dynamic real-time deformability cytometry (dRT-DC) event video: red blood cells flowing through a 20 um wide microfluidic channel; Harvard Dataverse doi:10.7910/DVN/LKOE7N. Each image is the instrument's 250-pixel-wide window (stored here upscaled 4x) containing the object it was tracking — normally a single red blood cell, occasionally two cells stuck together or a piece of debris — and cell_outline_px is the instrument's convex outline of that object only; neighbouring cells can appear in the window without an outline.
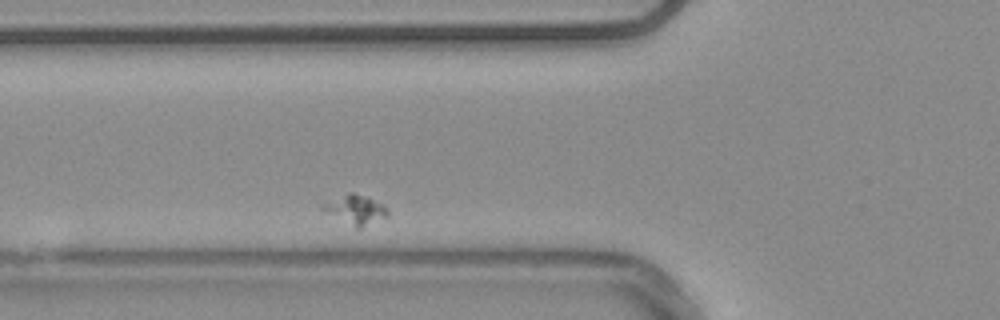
{"species": "common noctule bat (a hibernating species)", "species_latin": "Nyctalus noctula", "temperature_condition": "warm", "stored_images_in_passage": 32, "camera_frame_rate_fps": 3000, "um_per_image_px": 0.085, "animal": {"sex": "male", "body_mass_g": 20.4}, "frame": {"image": 1, "passage_image": 5, "time_ms": 1.333, "image_size_px": [1000, 320], "cell_outline_px": [[388, 216], [360, 228], [356, 228], [320, 208], [320, 204], [348, 192], [352, 192], [364, 196], [384, 204], [388, 208]], "centroid_in_image_um": [30.23, 17.8], "position_along_channel_um": 95.6, "area_um2": 10.92}}